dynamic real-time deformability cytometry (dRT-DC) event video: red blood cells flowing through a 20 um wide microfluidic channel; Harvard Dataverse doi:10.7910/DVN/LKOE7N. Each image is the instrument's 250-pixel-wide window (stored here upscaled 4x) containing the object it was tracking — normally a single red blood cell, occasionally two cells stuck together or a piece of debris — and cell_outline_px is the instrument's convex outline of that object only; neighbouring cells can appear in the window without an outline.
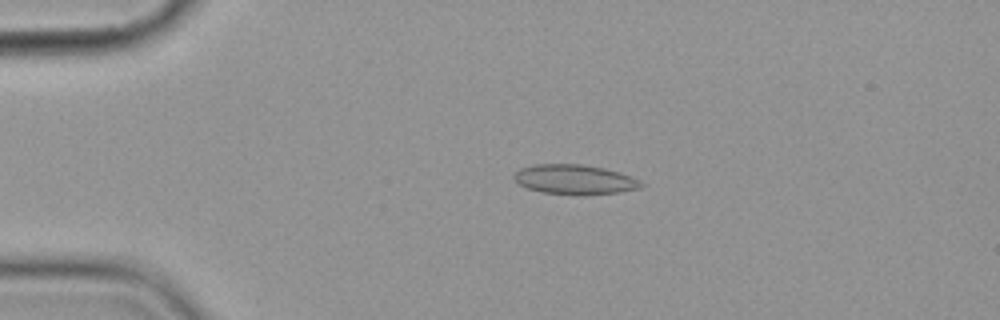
{"species": "common noctule bat (a hibernating species)", "species_latin": "Nyctalus noctula", "temperature_condition": "cold", "stored_images_in_passage": 4, "camera_frame_rate_fps": 3000, "um_per_image_px": 0.085, "animal": {"sex": "female", "body_mass_g": 19.9}, "frame": {"image": 1, "passage_image": 3, "time_ms": 3.333, "image_size_px": [1000, 320], "cell_outline_px": [[644, 184], [640, 188], [620, 192], [584, 196], [572, 196], [540, 192], [528, 188], [520, 184], [512, 176], [520, 168], [536, 164], [580, 164], [604, 168], [632, 176], [640, 180]], "centroid_in_image_um": [48.87, 15.28], "position_along_channel_um": 36.1, "area_um2": 22.37}}